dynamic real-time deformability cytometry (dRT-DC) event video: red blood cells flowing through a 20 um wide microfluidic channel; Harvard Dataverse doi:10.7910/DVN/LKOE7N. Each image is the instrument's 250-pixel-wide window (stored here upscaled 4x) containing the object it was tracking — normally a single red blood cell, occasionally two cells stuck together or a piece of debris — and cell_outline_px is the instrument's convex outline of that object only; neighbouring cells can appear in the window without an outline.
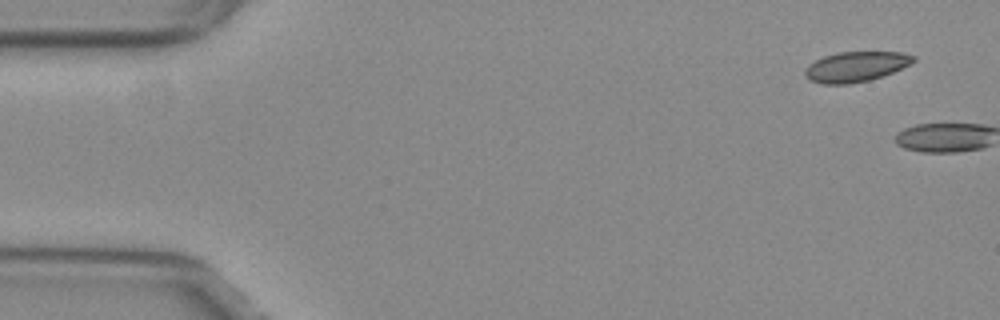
{"species": "common noctule bat (a hibernating species)", "species_latin": "Nyctalus noctula", "temperature_condition": "warm", "stored_images_in_passage": 3, "camera_frame_rate_fps": 3000, "um_per_image_px": 0.085, "animal": {"sex": "female", "body_mass_g": 29.2, "forearm_length_mm": 56.3}, "frame": {"image": 1, "passage_image": 1, "time_ms": 0.0, "image_size_px": [1000, 320], "cell_outline_px": [[916, 60], [892, 72], [868, 80], [848, 84], [820, 84], [808, 80], [804, 76], [804, 68], [808, 64], [824, 56], [836, 52], [900, 52], [916, 56]], "centroid_in_image_um": [72.67, 5.67], "position_along_channel_um": 12.3, "area_um2": 19.02}}